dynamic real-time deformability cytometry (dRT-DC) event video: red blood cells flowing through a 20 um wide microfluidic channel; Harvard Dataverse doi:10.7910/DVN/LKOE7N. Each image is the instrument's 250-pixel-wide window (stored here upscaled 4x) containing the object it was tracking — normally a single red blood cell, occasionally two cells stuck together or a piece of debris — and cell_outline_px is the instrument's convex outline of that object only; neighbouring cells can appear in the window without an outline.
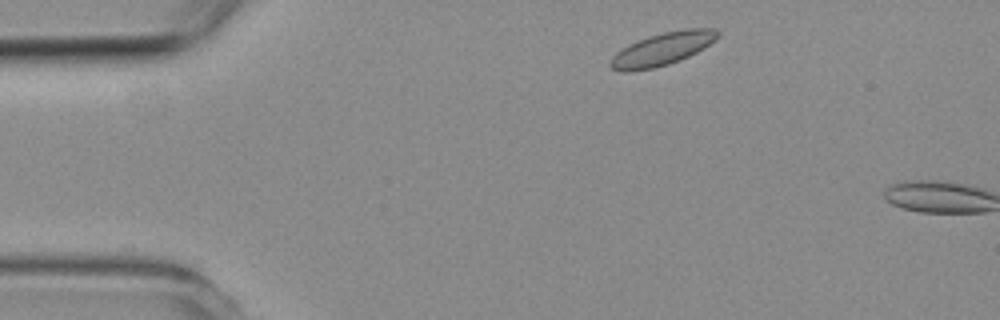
{"species": "common noctule bat (a hibernating species)", "species_latin": "Nyctalus noctula", "temperature_condition": "room temperature", "stored_images_in_passage": 6, "camera_frame_rate_fps": 3000, "um_per_image_px": 0.085, "animal": {"sex": "female", "body_mass_g": 19.3, "forearm_length_mm": 54.1}, "frame": {"image": 1, "passage_image": 6, "time_ms": 5.667, "image_size_px": [1000, 320], "cell_outline_px": [[720, 36], [716, 40], [704, 48], [680, 60], [668, 64], [652, 68], [628, 72], [624, 72], [612, 68], [608, 64], [612, 56], [616, 52], [628, 44], [636, 40], [648, 36], [664, 32], [684, 28], [716, 28], [720, 32]], "centroid_in_image_um": [56.31, 4.14], "position_along_channel_um": 28.7, "area_um2": 20.69}}